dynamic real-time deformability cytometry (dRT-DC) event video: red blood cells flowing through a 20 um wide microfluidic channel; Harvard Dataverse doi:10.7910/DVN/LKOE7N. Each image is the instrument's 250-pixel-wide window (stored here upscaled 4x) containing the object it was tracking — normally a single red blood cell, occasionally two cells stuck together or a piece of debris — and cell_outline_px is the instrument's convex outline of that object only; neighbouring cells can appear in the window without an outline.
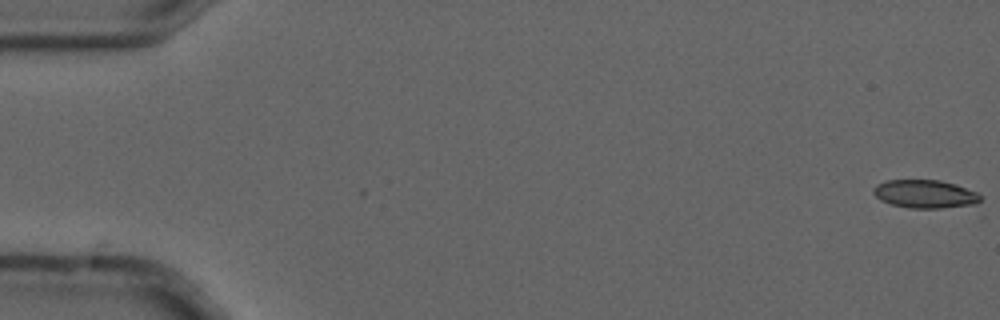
{"species": "common noctule bat (a hibernating species)", "species_latin": "Nyctalus noctula", "temperature_condition": "cold", "stored_images_in_passage": 7, "camera_frame_rate_fps": 3000, "um_per_image_px": 0.085, "animal": {"sex": "male", "forearm_length_mm": 52.5}, "frame": {"image": 1, "passage_image": 1, "time_ms": 0.0, "image_size_px": [1000, 320], "cell_outline_px": [[980, 200], [976, 208], [908, 208], [892, 204], [880, 200], [872, 192], [880, 184], [888, 180], [940, 180], [976, 192], [980, 196]], "centroid_in_image_um": [78.73, 16.53], "position_along_channel_um": 6.3, "area_um2": 17.74}}
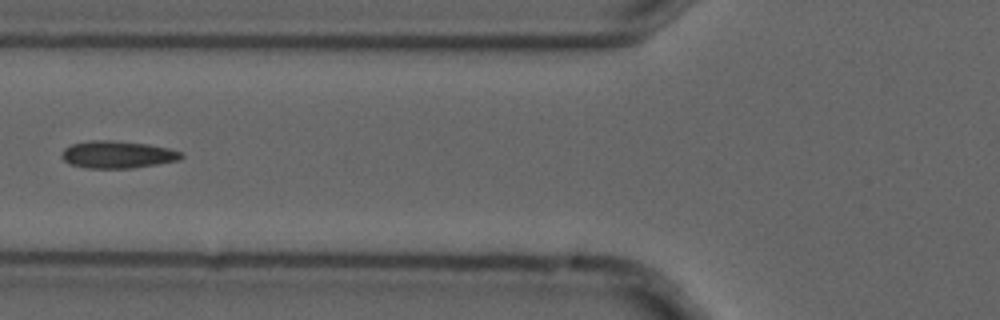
{"frame": {"image": 2, "passage_image": 7, "time_ms": 2.0, "image_size_px": [1000, 320], "cell_outline_px": [[184, 156], [180, 160], [156, 164], [128, 168], [88, 168], [68, 164], [60, 156], [60, 152], [64, 148], [72, 144], [92, 140], [112, 140], [148, 144], [168, 148], [180, 152]], "centroid_in_image_um": [9.94, 13.13], "position_along_channel_um": 115.9, "area_um2": 19.02}}